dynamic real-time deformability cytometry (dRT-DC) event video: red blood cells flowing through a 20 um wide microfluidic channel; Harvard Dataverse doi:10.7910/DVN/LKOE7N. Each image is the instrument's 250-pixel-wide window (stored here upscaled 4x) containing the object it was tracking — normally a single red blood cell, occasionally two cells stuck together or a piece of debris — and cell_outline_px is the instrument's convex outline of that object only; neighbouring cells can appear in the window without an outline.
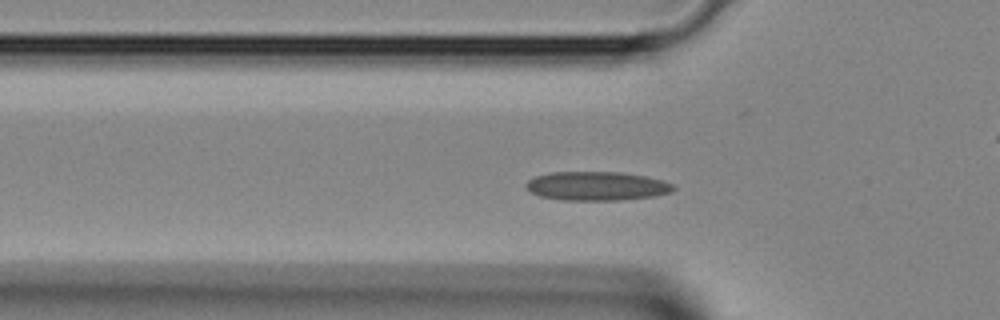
{"species": "Egyptian fruit bat (a non-hibernating species)", "species_latin": "Rousettus aegyptiacus", "temperature_condition": "room temperature", "stored_images_in_passage": 38, "camera_frame_rate_fps": 3000, "um_per_image_px": 0.085, "animal": {"sex": "female"}, "frame": {"image": 1, "passage_image": 9, "time_ms": 2.667, "image_size_px": [1000, 320], "cell_outline_px": [[676, 188], [672, 192], [652, 196], [620, 200], [560, 200], [540, 196], [532, 192], [524, 184], [528, 180], [536, 176], [552, 172], [620, 172], [648, 176], [664, 180], [672, 184]], "centroid_in_image_um": [50.75, 15.81], "position_along_channel_um": 75.0, "area_um2": 24.85}}
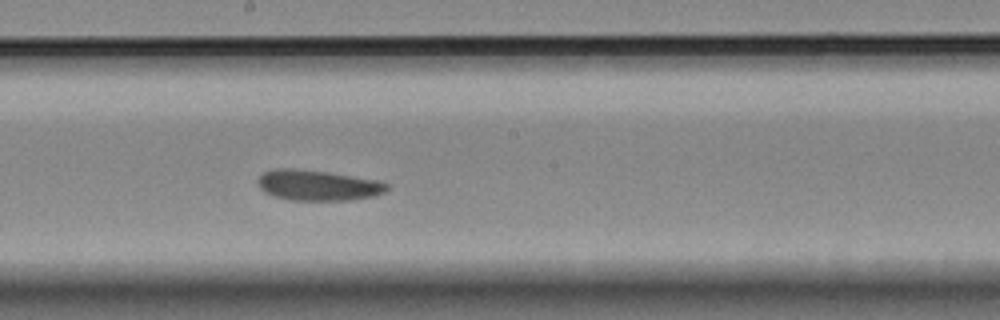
{"frame": {"image": 2, "passage_image": 18, "time_ms": 5.667, "image_size_px": [1000, 320], "cell_outline_px": [[388, 188], [384, 192], [372, 196], [352, 200], [292, 200], [272, 196], [264, 192], [256, 184], [256, 180], [264, 172], [272, 168], [296, 168], [328, 172], [380, 180], [388, 184]], "centroid_in_image_um": [26.98, 15.74], "position_along_channel_um": 221.2, "area_um2": 23.24}}
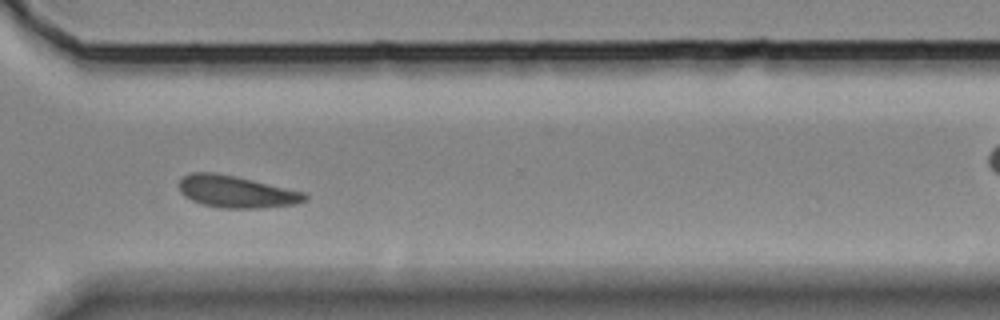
{"frame": {"image": 3, "passage_image": 26, "time_ms": 8.333, "image_size_px": [1000, 320], "cell_outline_px": [[308, 200], [296, 204], [260, 208], [220, 208], [200, 204], [184, 196], [180, 192], [180, 180], [184, 176], [192, 172], [216, 172], [236, 176], [308, 192]], "centroid_in_image_um": [20.14, 16.29], "position_along_channel_um": 350.5, "area_um2": 23.81}}